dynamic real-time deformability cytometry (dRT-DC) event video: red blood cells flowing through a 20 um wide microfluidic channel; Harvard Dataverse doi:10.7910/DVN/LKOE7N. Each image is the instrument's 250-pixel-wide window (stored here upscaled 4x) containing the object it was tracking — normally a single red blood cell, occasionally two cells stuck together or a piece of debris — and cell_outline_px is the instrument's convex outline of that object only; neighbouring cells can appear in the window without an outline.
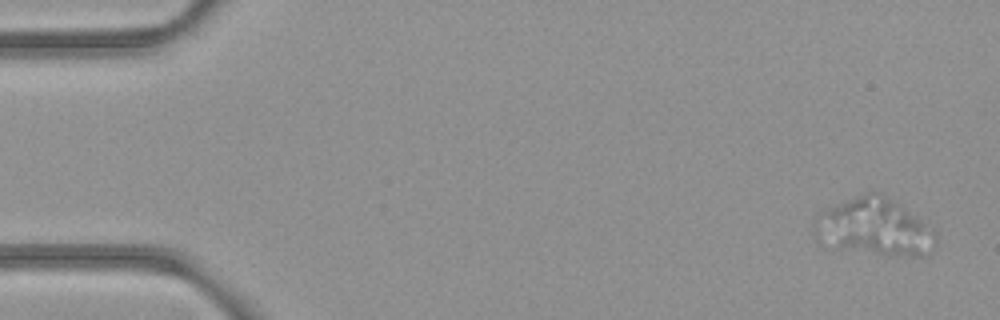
{"species": "common noctule bat (a hibernating species)", "species_latin": "Nyctalus noctula", "temperature_condition": "room temperature", "stored_images_in_passage": 17, "camera_frame_rate_fps": 3000, "um_per_image_px": 0.085, "animal": {"sex": "female", "body_mass_g": 21.9}, "frame": {"image": 1, "passage_image": 3, "time_ms": 0.667, "image_size_px": [1000, 320], "cell_outline_px": [[936, 244], [924, 256], [916, 256], [876, 252], [840, 248], [812, 224], [812, 220], [816, 216], [864, 192], [876, 192], [884, 196], [896, 204], [936, 232]], "centroid_in_image_um": [74.42, 19.29], "position_along_channel_um": 10.6, "area_um2": 37.4}}
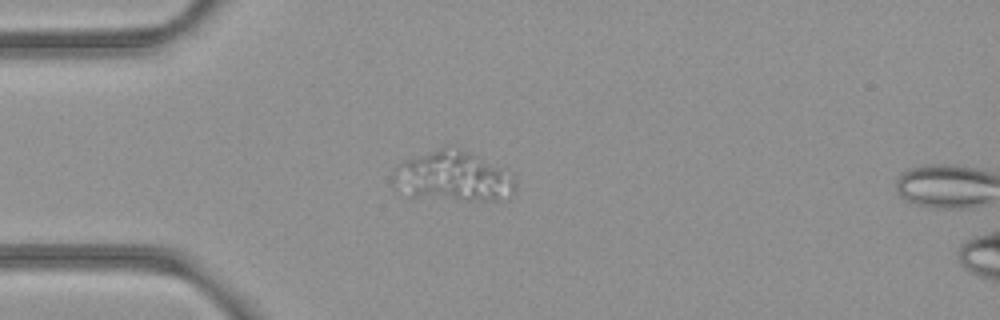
{"frame": {"image": 2, "passage_image": 15, "time_ms": 4.667, "image_size_px": [1000, 320], "cell_outline_px": [[516, 188], [512, 196], [508, 200], [468, 200], [412, 196], [396, 192], [392, 188], [392, 172], [404, 160], [444, 144], [452, 144], [500, 168], [512, 176], [516, 184]], "centroid_in_image_um": [38.43, 14.99], "position_along_channel_um": 46.6, "area_um2": 36.24}}